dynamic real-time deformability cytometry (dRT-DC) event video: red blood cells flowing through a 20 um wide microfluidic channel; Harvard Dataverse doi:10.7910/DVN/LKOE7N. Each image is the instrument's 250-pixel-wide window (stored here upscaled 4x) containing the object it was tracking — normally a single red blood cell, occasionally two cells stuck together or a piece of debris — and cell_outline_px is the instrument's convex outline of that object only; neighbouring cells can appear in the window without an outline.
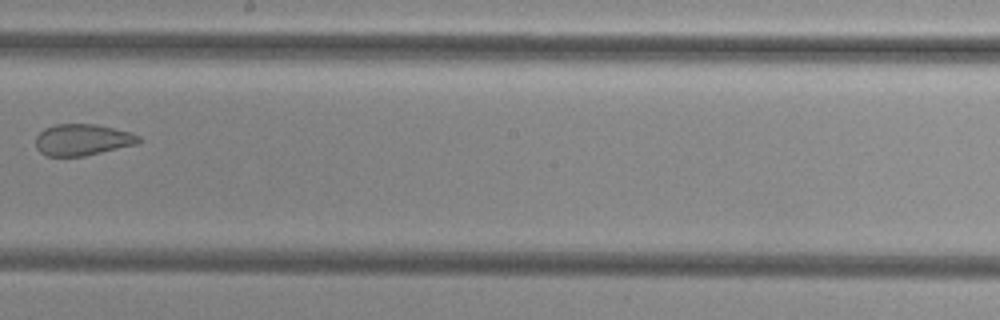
{"species": "common noctule bat (a hibernating species)", "species_latin": "Nyctalus noctula", "temperature_condition": "cold", "stored_images_in_passage": 10, "camera_frame_rate_fps": 3000, "um_per_image_px": 0.085, "animal": {"sex": "female", "body_mass_g": 29.2, "forearm_length_mm": 56.3}, "frame": {"image": 1, "passage_image": 9, "time_ms": 11.0, "image_size_px": [1000, 320], "cell_outline_px": [[140, 144], [84, 156], [48, 156], [40, 152], [36, 148], [36, 136], [44, 128], [56, 124], [96, 124], [128, 132], [140, 136]], "centroid_in_image_um": [7.01, 11.89], "position_along_channel_um": 241.2, "area_um2": 18.9}}
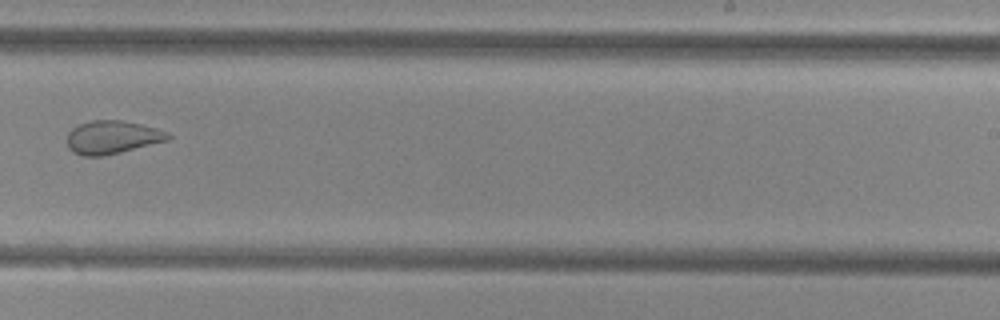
{"frame": {"image": 2, "passage_image": 10, "time_ms": 12.0, "image_size_px": [1000, 320], "cell_outline_px": [[172, 136], [168, 140], [104, 156], [84, 156], [72, 152], [68, 148], [68, 132], [72, 128], [80, 124], [92, 120], [124, 120], [156, 128], [168, 132]], "centroid_in_image_um": [9.53, 11.66], "position_along_channel_um": 279.5, "area_um2": 19.48}}